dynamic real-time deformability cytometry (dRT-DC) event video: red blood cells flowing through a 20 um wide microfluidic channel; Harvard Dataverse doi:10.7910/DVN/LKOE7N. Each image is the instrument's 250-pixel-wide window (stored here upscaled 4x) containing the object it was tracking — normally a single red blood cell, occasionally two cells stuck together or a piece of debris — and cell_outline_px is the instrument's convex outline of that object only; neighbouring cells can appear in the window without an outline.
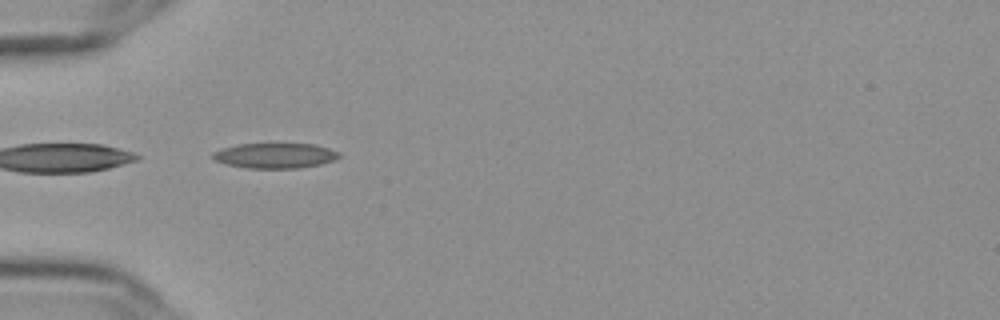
{"species": "Egyptian fruit bat (a non-hibernating species)", "species_latin": "Rousettus aegyptiacus", "temperature_condition": "cold", "stored_images_in_passage": 39, "camera_frame_rate_fps": 3000, "um_per_image_px": 0.085, "frame": {"image": 1, "passage_image": 1, "time_ms": 0.0, "image_size_px": [1000, 320], "cell_outline_px": [[340, 156], [336, 160], [320, 164], [300, 168], [248, 168], [228, 164], [216, 160], [212, 156], [212, 152], [224, 148], [240, 144], [316, 144], [340, 152]], "centroid_in_image_um": [23.44, 13.23], "position_along_channel_um": 61.6, "area_um2": 18.38}}
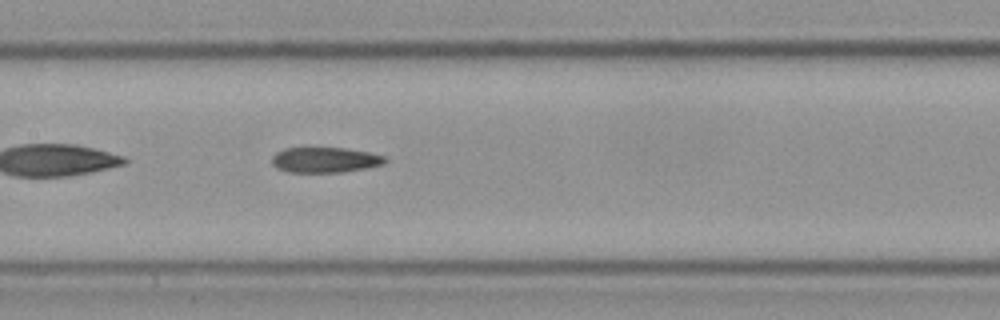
{"frame": {"image": 2, "passage_image": 11, "time_ms": 3.333, "image_size_px": [1000, 320], "cell_outline_px": [[388, 160], [384, 164], [364, 168], [340, 172], [288, 172], [272, 164], [272, 156], [276, 152], [284, 148], [344, 148], [368, 152], [384, 156]], "centroid_in_image_um": [27.62, 13.58], "position_along_channel_um": 179.8, "area_um2": 16.53}}
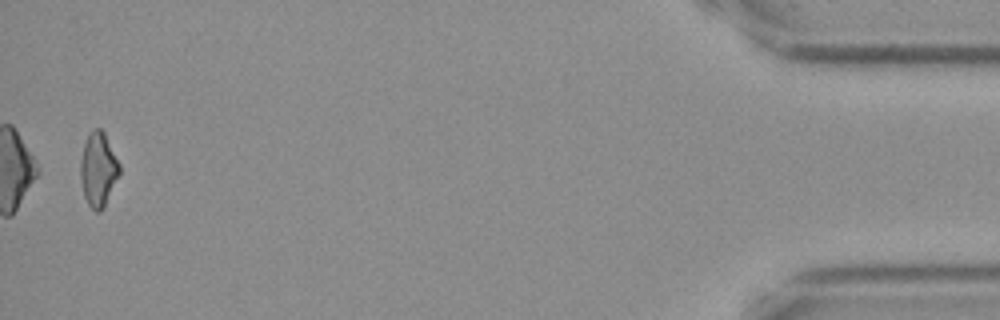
{"frame": {"image": 3, "passage_image": 38, "time_ms": 12.333, "image_size_px": [1000, 320], "cell_outline_px": [[120, 172], [104, 208], [100, 212], [96, 212], [88, 204], [84, 196], [80, 176], [80, 160], [84, 144], [88, 132], [92, 128], [100, 128], [104, 132], [120, 164]], "centroid_in_image_um": [8.35, 14.38], "position_along_channel_um": 426.9, "area_um2": 16.94}, "authors_computed_cell_mechanics": {"area_um2": 17.2822, "velocity_mm_per_s": 3.6477, "shape_relaxation_time_tau1_ms": null, "shape_relaxation_time_tau2_ms": 7.1782, "deformation_change_tau1": null, "deformation_change_tau2": 0.1679}}